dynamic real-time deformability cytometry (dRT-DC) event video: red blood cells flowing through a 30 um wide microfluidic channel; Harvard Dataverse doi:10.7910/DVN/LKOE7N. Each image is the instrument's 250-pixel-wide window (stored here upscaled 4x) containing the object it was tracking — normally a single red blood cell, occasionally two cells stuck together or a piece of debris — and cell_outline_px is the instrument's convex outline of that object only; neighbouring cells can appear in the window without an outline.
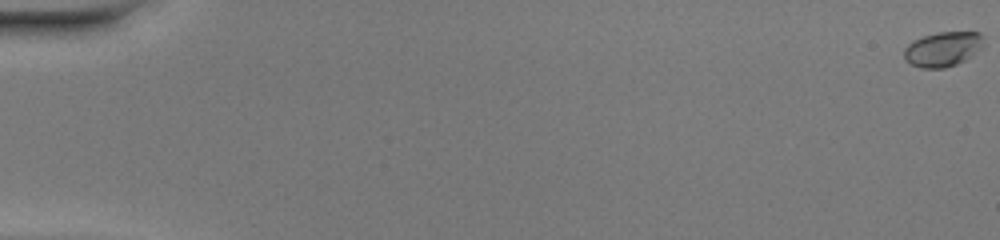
{"species": "common noctule bat (a hibernating species)", "species_latin": "Nyctalus noctula", "temperature_condition": "warm", "stored_images_in_passage": 52, "camera_frame_rate_fps": 3000, "um_per_image_px": 0.085, "animal": {"sex": "female", "body_mass_g": 20.0, "forearm_length_mm": 54.0}, "frame": {"image": 1, "passage_image": 1, "time_ms": 0.0, "image_size_px": [1000, 240], "cell_outline_px": [[984, 48], [964, 60], [956, 64], [944, 68], [920, 68], [904, 60], [904, 48], [912, 40], [936, 32], [980, 32], [984, 36]], "centroid_in_image_um": [80.16, 4.16], "position_along_channel_um": 4.8, "area_um2": 16.36}}
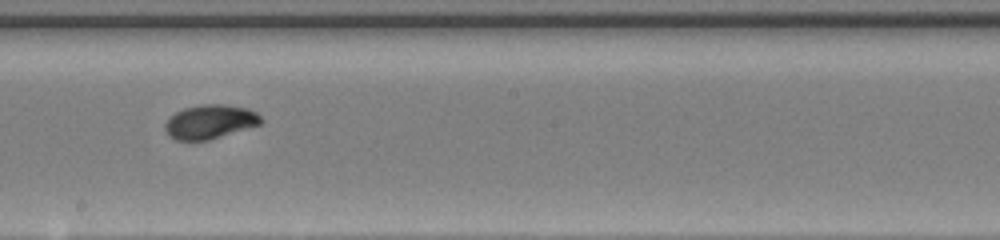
{"frame": {"image": 2, "passage_image": 31, "time_ms": 10.0, "image_size_px": [1000, 240], "cell_outline_px": [[264, 120], [260, 124], [208, 140], [176, 140], [168, 136], [164, 128], [164, 124], [176, 112], [184, 108], [204, 104], [224, 104], [248, 108], [256, 112]], "centroid_in_image_um": [17.85, 10.34], "position_along_channel_um": 230.4, "area_um2": 18.9}}
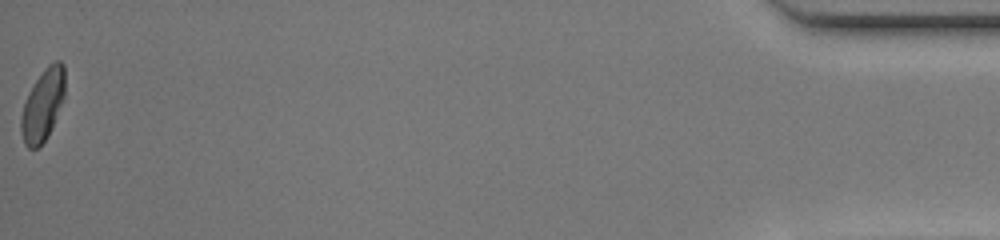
{"frame": {"image": 3, "passage_image": 52, "time_ms": 17.0, "image_size_px": [1000, 240], "cell_outline_px": [[64, 96], [52, 128], [48, 136], [36, 148], [28, 148], [24, 144], [20, 132], [20, 116], [28, 92], [44, 68], [48, 64], [56, 60], [60, 60], [64, 64]], "centroid_in_image_um": [3.62, 8.92], "position_along_channel_um": 431.6, "area_um2": 18.32}, "authors_computed_cell_mechanics": {"area_um2": 17.9758, "velocity_mm_per_s": 4.1974, "shape_relaxation_time_tau1_ms": 2.3056, "shape_relaxation_time_tau2_ms": 1.1765, "deformation_change_tau1": 0.1709, "deformation_change_tau2": 0.038}}